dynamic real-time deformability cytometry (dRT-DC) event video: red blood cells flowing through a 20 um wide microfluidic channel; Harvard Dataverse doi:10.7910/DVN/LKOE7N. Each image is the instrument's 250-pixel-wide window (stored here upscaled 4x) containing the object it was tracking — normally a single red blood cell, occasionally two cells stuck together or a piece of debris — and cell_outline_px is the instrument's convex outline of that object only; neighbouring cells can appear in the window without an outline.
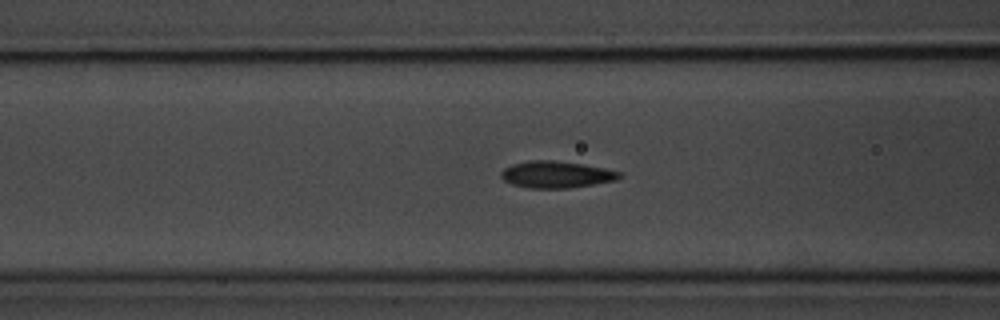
{"species": "common noctule bat (a hibernating species)", "species_latin": "Nyctalus noctula", "temperature_condition": "room temperature", "stored_images_in_passage": 54, "camera_frame_rate_fps": 3000, "um_per_image_px": 0.085, "animal": {"sex": "male", "body_mass_g": 20.1, "forearm_length_mm": 53.5}, "frame": {"image": 1, "passage_image": 20, "time_ms": 6.333, "image_size_px": [1000, 320], "cell_outline_px": [[620, 176], [616, 180], [568, 188], [528, 188], [512, 184], [504, 180], [500, 176], [500, 172], [504, 168], [512, 164], [528, 160], [552, 160], [580, 164], [604, 168], [620, 172]], "centroid_in_image_um": [47.22, 14.83], "position_along_channel_um": 119.4, "area_um2": 18.26}}
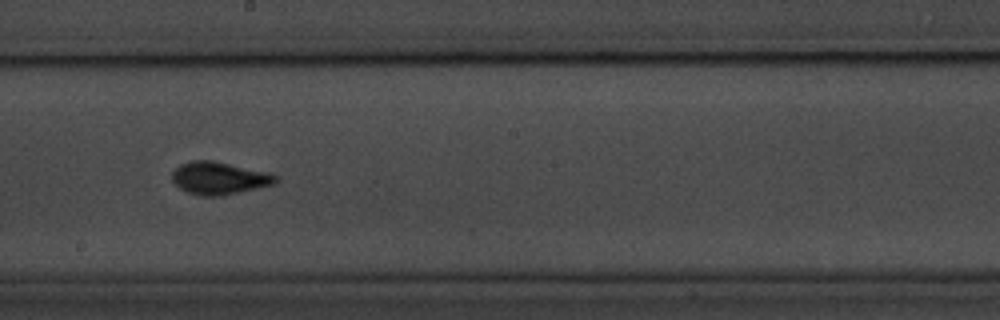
{"frame": {"image": 2, "passage_image": 29, "time_ms": 9.333, "image_size_px": [1000, 320], "cell_outline_px": [[280, 180], [276, 184], [220, 196], [204, 196], [188, 192], [180, 188], [172, 180], [172, 172], [180, 164], [188, 160], [212, 160], [268, 172], [280, 176]], "centroid_in_image_um": [18.67, 15.13], "position_along_channel_um": 229.5, "area_um2": 19.77}}
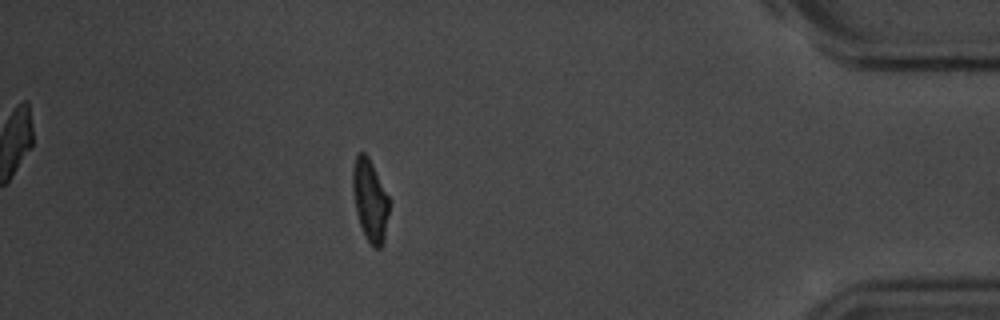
{"frame": {"image": 3, "passage_image": 47, "time_ms": 15.333, "image_size_px": [1000, 320], "cell_outline_px": [[388, 212], [384, 244], [380, 248], [372, 248], [360, 224], [356, 212], [352, 188], [352, 168], [356, 156], [360, 152], [364, 152], [368, 156], [388, 196]], "centroid_in_image_um": [31.44, 17.03], "position_along_channel_um": 403.8, "area_um2": 17.17}, "authors_computed_cell_mechanics": {"area_um2": 17.6868, "velocity_mm_per_s": 3.6763, "shape_relaxation_time_tau1_ms": 2.2675, "shape_relaxation_time_tau2_ms": 0.9883, "deformation_change_tau1": 0.1333, "deformation_change_tau2": 0.0618}}